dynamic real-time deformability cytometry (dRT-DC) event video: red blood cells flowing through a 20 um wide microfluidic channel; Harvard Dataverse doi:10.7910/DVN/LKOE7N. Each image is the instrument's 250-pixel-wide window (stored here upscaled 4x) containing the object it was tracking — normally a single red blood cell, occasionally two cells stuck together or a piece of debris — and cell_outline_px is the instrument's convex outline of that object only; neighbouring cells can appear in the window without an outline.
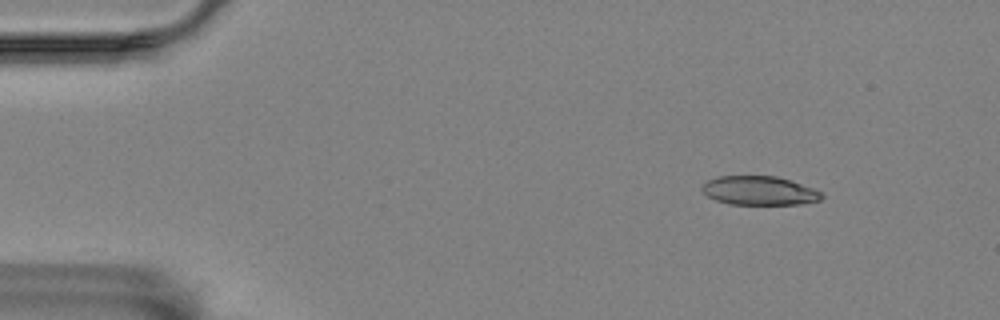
{"species": "Egyptian fruit bat (a non-hibernating species)", "species_latin": "Rousettus aegyptiacus", "temperature_condition": "room temperature", "stored_images_in_passage": 4, "camera_frame_rate_fps": 3000, "um_per_image_px": 0.085, "animal": {"sex": "female"}, "frame": {"image": 1, "passage_image": 1, "time_ms": 0.0, "image_size_px": [1000, 320], "cell_outline_px": [[824, 196], [820, 200], [804, 204], [728, 204], [716, 200], [708, 196], [700, 188], [708, 180], [716, 176], [776, 176], [824, 192]], "centroid_in_image_um": [64.55, 16.21], "position_along_channel_um": 20.4, "area_um2": 20.11}}
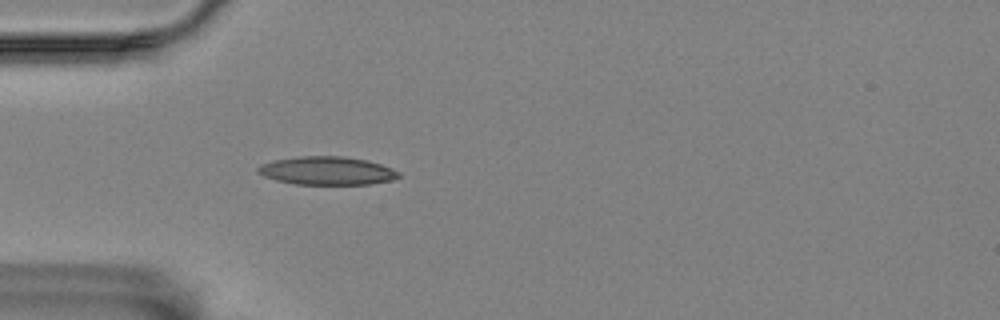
{"frame": {"image": 2, "passage_image": 4, "time_ms": 3.333, "image_size_px": [1000, 320], "cell_outline_px": [[400, 176], [392, 180], [368, 184], [296, 184], [276, 180], [264, 176], [256, 172], [256, 168], [260, 164], [272, 160], [300, 156], [344, 156], [368, 160], [392, 168], [400, 172]], "centroid_in_image_um": [27.77, 14.5], "position_along_channel_um": 57.2, "area_um2": 23.29}}